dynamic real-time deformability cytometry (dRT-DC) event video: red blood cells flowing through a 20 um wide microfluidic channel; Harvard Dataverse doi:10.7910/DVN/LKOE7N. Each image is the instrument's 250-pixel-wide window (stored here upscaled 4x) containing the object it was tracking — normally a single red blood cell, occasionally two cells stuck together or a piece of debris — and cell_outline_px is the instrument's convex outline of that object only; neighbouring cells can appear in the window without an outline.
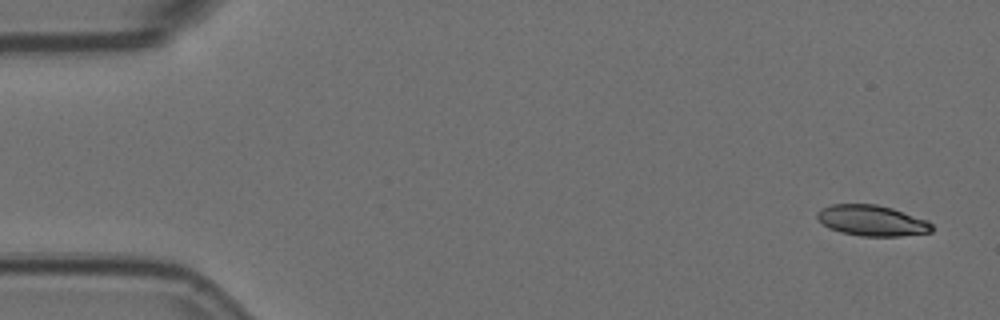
{"species": "Egyptian fruit bat (a non-hibernating species)", "species_latin": "Rousettus aegyptiacus", "temperature_condition": "room temperature", "stored_images_in_passage": 4, "camera_frame_rate_fps": 3000, "um_per_image_px": 0.085, "animal": {"sex": "female"}, "frame": {"image": 1, "passage_image": 1, "time_ms": 0.0, "image_size_px": [1000, 320], "cell_outline_px": [[932, 232], [900, 236], [860, 236], [840, 232], [828, 228], [816, 216], [816, 212], [820, 208], [832, 204], [876, 204], [892, 208], [928, 220], [932, 224]], "centroid_in_image_um": [74.1, 18.74], "position_along_channel_um": 10.9, "area_um2": 20.63}}